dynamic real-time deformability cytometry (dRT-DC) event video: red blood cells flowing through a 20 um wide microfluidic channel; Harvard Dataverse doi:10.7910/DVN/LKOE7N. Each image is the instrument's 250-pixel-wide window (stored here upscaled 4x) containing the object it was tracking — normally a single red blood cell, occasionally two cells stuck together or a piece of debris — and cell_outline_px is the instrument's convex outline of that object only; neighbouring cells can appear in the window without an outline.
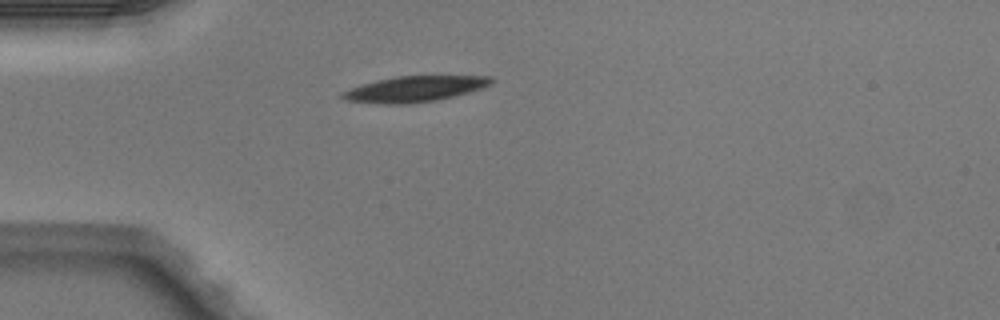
{"species": "Egyptian fruit bat (a non-hibernating species)", "species_latin": "Rousettus aegyptiacus", "temperature_condition": "warm", "stored_images_in_passage": 1, "camera_frame_rate_fps": 3000, "um_per_image_px": 0.085, "animal": {"sex": "male"}, "frame": {"image": 1, "passage_image": 1, "time_ms": 0.0, "image_size_px": [1000, 320], "cell_outline_px": [[492, 84], [468, 92], [436, 100], [412, 104], [384, 104], [344, 100], [340, 96], [344, 92], [352, 88], [364, 84], [396, 76], [492, 76]], "centroid_in_image_um": [35.26, 7.57], "position_along_channel_um": 49.7, "area_um2": 21.91}}